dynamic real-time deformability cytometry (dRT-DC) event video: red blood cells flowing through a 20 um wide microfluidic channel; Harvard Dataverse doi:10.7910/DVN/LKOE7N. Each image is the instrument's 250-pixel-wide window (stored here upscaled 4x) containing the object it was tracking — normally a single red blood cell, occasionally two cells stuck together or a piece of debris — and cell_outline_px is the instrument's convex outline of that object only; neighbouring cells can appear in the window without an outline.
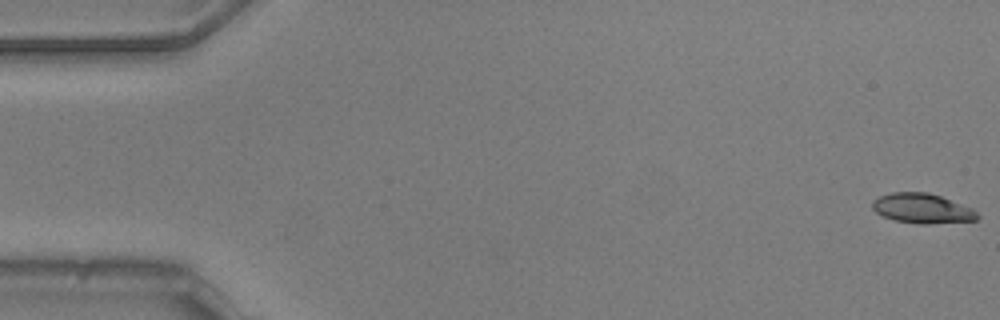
{"species": "common noctule bat (a hibernating species)", "species_latin": "Nyctalus noctula", "temperature_condition": "warm", "stored_images_in_passage": 54, "camera_frame_rate_fps": 3000, "um_per_image_px": 0.085, "animal": {"sex": "male", "body_mass_g": 20.5, "forearm_length_mm": 52.5}, "frame": {"image": 1, "passage_image": 1, "time_ms": 0.0, "image_size_px": [1000, 320], "cell_outline_px": [[980, 216], [976, 220], [896, 220], [884, 216], [876, 212], [872, 208], [872, 204], [880, 196], [892, 192], [928, 192], [940, 196], [972, 208]], "centroid_in_image_um": [78.35, 17.63], "position_along_channel_um": 6.7, "area_um2": 16.7}}
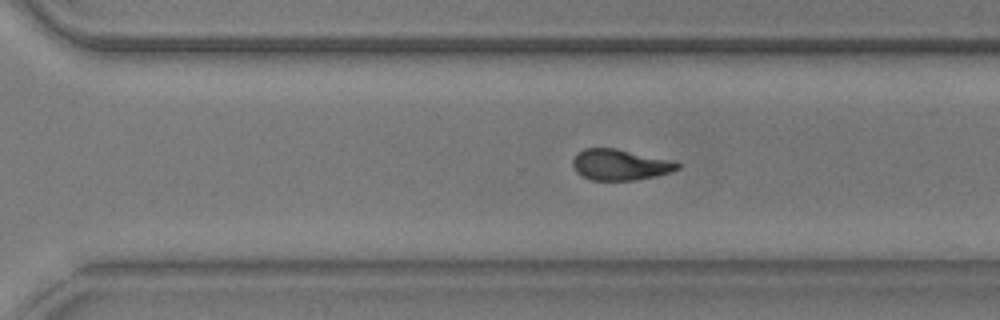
{"frame": {"image": 2, "passage_image": 37, "time_ms": 12.0, "image_size_px": [1000, 320], "cell_outline_px": [[680, 168], [656, 176], [636, 180], [592, 180], [576, 172], [572, 164], [572, 160], [584, 148], [616, 148], [676, 160], [680, 164]], "centroid_in_image_um": [52.75, 13.99], "position_along_channel_um": 317.8, "area_um2": 18.96}}
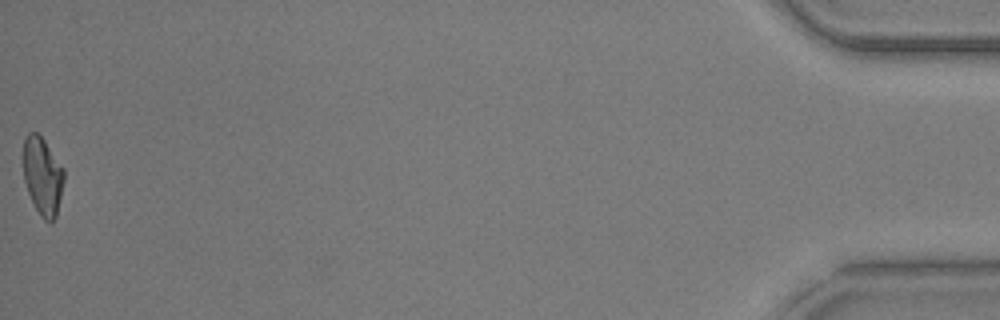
{"frame": {"image": 3, "passage_image": 54, "time_ms": 17.667, "image_size_px": [1000, 320], "cell_outline_px": [[64, 180], [56, 216], [52, 224], [44, 220], [40, 216], [28, 192], [24, 180], [20, 156], [24, 140], [28, 132], [36, 132], [44, 140], [64, 168]], "centroid_in_image_um": [3.58, 14.93], "position_along_channel_um": 431.6, "area_um2": 18.9}, "authors_computed_cell_mechanics": {"area_um2": 19.1318, "velocity_mm_per_s": 3.8014, "shape_relaxation_time_tau1_ms": 4.2787, "shape_relaxation_time_tau2_ms": 2.9528, "deformation_change_tau1": 0.1688, "deformation_change_tau2": 0.0919}}